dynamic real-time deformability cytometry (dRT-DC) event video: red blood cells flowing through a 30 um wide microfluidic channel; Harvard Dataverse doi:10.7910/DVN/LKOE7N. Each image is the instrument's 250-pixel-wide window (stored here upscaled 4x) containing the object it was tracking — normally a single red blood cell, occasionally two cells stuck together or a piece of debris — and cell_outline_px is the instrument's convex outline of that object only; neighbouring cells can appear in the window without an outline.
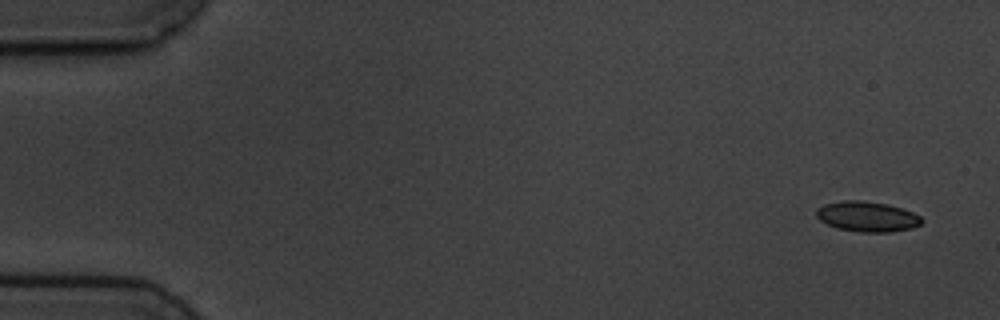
{"species": "common noctule bat (a hibernating species)", "species_latin": "Nyctalus noctula", "temperature_condition": "cold", "stored_images_in_passage": 5, "camera_frame_rate_fps": 3000, "um_per_image_px": 0.085, "animal": {"sex": "male", "body_mass_g": 19.5, "forearm_length_mm": 54.6}, "frame": {"image": 1, "passage_image": 1, "time_ms": 0.0, "image_size_px": [1000, 320], "cell_outline_px": [[924, 220], [920, 224], [912, 228], [892, 232], [860, 232], [836, 228], [820, 220], [816, 216], [816, 208], [824, 204], [844, 200], [864, 200], [888, 204], [912, 212], [920, 216]], "centroid_in_image_um": [73.7, 18.4], "position_along_channel_um": 11.3, "area_um2": 18.67}}
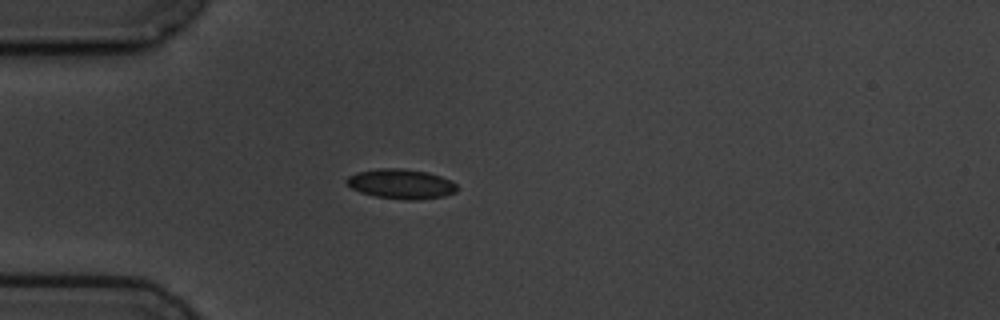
{"frame": {"image": 2, "passage_image": 5, "time_ms": 4.333, "image_size_px": [1000, 320], "cell_outline_px": [[460, 188], [456, 192], [444, 196], [420, 200], [404, 200], [376, 196], [360, 192], [352, 188], [344, 180], [348, 176], [356, 172], [380, 168], [400, 168], [428, 172], [452, 180]], "centroid_in_image_um": [34.12, 15.63], "position_along_channel_um": 50.9, "area_um2": 19.36}}